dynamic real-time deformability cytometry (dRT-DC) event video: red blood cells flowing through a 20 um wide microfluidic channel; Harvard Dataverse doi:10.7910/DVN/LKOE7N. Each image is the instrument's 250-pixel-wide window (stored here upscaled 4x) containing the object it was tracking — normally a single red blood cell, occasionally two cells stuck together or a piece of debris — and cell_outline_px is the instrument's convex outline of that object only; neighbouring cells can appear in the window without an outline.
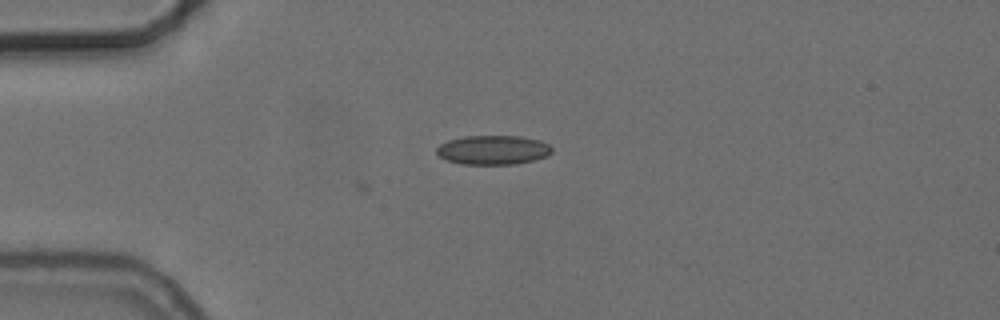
{"species": "common noctule bat (a hibernating species)", "species_latin": "Nyctalus noctula", "temperature_condition": "cold", "stored_images_in_passage": 9, "camera_frame_rate_fps": 3000, "um_per_image_px": 0.085, "animal": {"sex": "female", "body_mass_g": 24.6, "forearm_length_mm": 56.2}, "frame": {"image": 1, "passage_image": 9, "time_ms": 2.667, "image_size_px": [1000, 320], "cell_outline_px": [[552, 152], [548, 156], [536, 160], [516, 164], [460, 164], [448, 160], [440, 156], [436, 152], [436, 148], [440, 144], [448, 140], [464, 136], [520, 136], [540, 140], [548, 144], [552, 148]], "centroid_in_image_um": [41.94, 12.75], "position_along_channel_um": 43.1, "area_um2": 19.77}}